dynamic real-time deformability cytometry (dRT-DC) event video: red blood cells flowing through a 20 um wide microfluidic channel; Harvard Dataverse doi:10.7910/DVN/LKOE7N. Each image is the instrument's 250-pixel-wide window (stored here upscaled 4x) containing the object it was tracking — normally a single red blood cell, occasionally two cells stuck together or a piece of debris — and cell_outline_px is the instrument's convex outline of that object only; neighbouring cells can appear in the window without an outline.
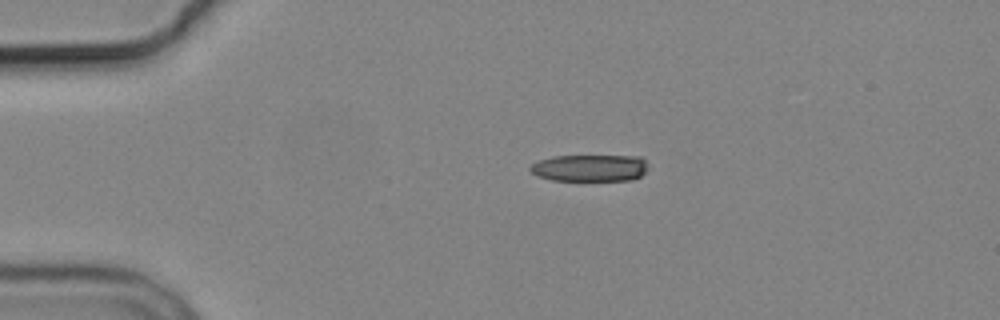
{"species": "common noctule bat (a hibernating species)", "species_latin": "Nyctalus noctula", "temperature_condition": "cold", "stored_images_in_passage": 2, "camera_frame_rate_fps": 3000, "um_per_image_px": 0.085, "animal": {"sex": "male", "body_mass_g": 19.2, "forearm_length_mm": 51.8}, "frame": {"image": 1, "passage_image": 1, "time_ms": 0.0, "image_size_px": [1000, 320], "cell_outline_px": [[648, 168], [640, 176], [632, 180], [552, 180], [536, 176], [528, 168], [532, 164], [540, 160], [552, 156], [640, 156], [644, 160]], "centroid_in_image_um": [50.12, 14.27], "position_along_channel_um": 34.9, "area_um2": 18.44}}